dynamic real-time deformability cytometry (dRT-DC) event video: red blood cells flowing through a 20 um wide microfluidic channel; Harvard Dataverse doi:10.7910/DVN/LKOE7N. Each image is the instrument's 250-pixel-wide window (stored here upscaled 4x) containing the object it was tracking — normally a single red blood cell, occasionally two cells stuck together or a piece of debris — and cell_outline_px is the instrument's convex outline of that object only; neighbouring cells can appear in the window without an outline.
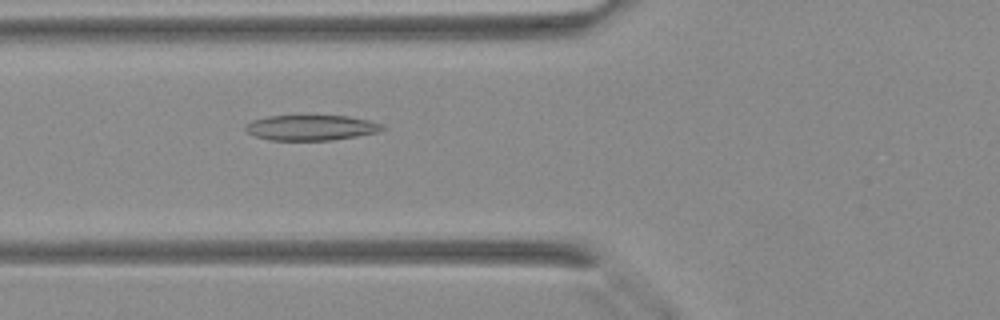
{"species": "Egyptian fruit bat (a non-hibernating species)", "species_latin": "Rousettus aegyptiacus", "temperature_condition": "warm", "stored_images_in_passage": 30, "camera_frame_rate_fps": 3000, "um_per_image_px": 0.085, "animal": {"sex": "female"}, "frame": {"image": 1, "passage_image": 5, "time_ms": 1.333, "image_size_px": [1000, 320], "cell_outline_px": [[384, 128], [376, 132], [356, 136], [332, 140], [272, 140], [256, 136], [248, 132], [244, 128], [244, 124], [252, 120], [268, 116], [348, 116], [368, 120], [384, 124]], "centroid_in_image_um": [26.42, 10.85], "position_along_channel_um": 99.4, "area_um2": 20.06}}
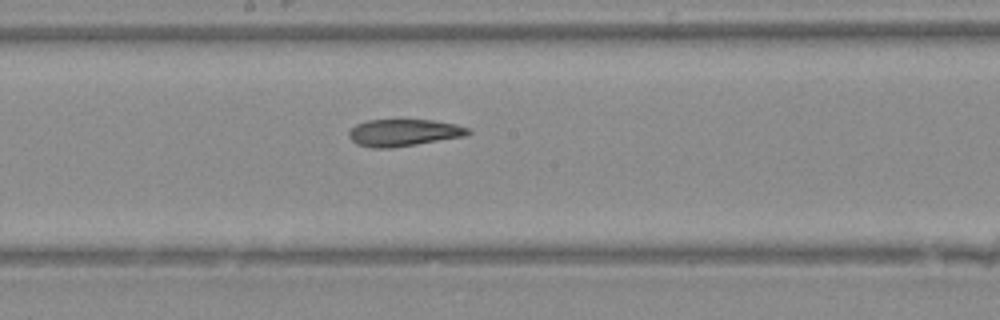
{"frame": {"image": 2, "passage_image": 12, "time_ms": 3.667, "image_size_px": [1000, 320], "cell_outline_px": [[472, 132], [464, 136], [392, 148], [372, 148], [356, 144], [348, 136], [348, 132], [356, 124], [368, 120], [432, 120], [456, 124], [468, 128]], "centroid_in_image_um": [34.28, 11.28], "position_along_channel_um": 213.9, "area_um2": 18.67}}
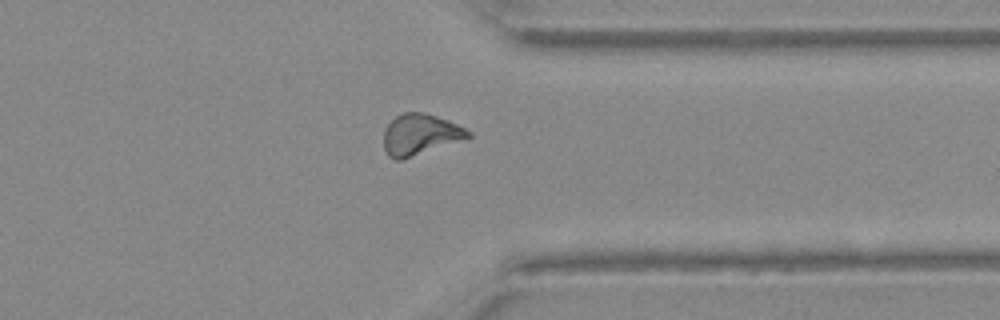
{"frame": {"image": 3, "passage_image": 22, "time_ms": 7.0, "image_size_px": [1000, 320], "cell_outline_px": [[472, 136], [468, 140], [400, 160], [392, 160], [388, 156], [384, 148], [384, 128], [396, 116], [404, 112], [424, 112], [448, 120], [472, 132]], "centroid_in_image_um": [35.75, 11.45], "position_along_channel_um": 375.7, "area_um2": 20.58}}